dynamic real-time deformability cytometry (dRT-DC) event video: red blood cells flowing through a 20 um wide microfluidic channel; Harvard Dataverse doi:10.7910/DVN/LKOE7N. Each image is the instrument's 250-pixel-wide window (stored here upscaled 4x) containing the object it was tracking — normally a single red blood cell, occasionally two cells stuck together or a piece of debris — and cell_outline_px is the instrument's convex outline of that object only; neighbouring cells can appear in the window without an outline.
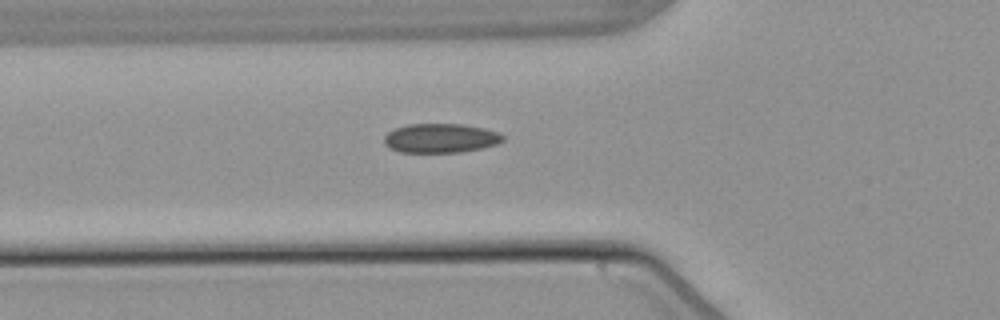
{"species": "common noctule bat (a hibernating species)", "species_latin": "Nyctalus noctula", "temperature_condition": "warm", "stored_images_in_passage": 5, "camera_frame_rate_fps": 3000, "um_per_image_px": 0.085, "animal": {"sex": "male", "body_mass_g": 21.5, "forearm_length_mm": 52.0}, "frame": {"image": 1, "passage_image": 5, "time_ms": 5.667, "image_size_px": [1000, 320], "cell_outline_px": [[504, 140], [496, 144], [480, 148], [460, 152], [400, 152], [388, 148], [384, 144], [384, 136], [388, 132], [396, 128], [408, 124], [464, 124], [484, 128], [500, 132], [504, 136]], "centroid_in_image_um": [37.44, 11.74], "position_along_channel_um": 88.4, "area_um2": 20.29}}